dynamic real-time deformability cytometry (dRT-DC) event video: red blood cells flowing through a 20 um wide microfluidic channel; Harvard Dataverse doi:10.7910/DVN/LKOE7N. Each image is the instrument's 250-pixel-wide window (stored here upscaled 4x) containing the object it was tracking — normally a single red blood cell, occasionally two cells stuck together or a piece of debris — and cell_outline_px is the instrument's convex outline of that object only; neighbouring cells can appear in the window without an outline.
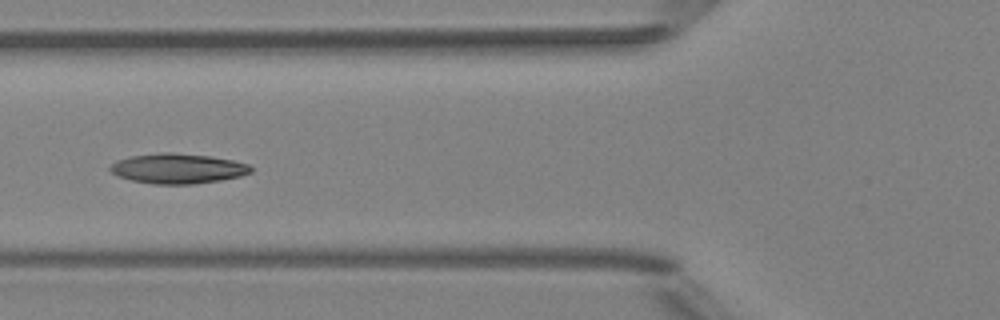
{"species": "Egyptian fruit bat (a non-hibernating species)", "species_latin": "Rousettus aegyptiacus", "temperature_condition": "room temperature", "stored_images_in_passage": 5, "camera_frame_rate_fps": 3000, "um_per_image_px": 0.085, "animal": {"sex": "female"}, "frame": {"image": 1, "passage_image": 5, "time_ms": 1.333, "image_size_px": [1000, 320], "cell_outline_px": [[252, 172], [240, 176], [220, 180], [196, 184], [152, 184], [132, 180], [116, 176], [108, 168], [116, 160], [132, 156], [164, 152], [172, 152], [212, 156], [232, 160], [248, 164], [252, 168]], "centroid_in_image_um": [15.11, 14.32], "position_along_channel_um": 110.7, "area_um2": 24.68}}